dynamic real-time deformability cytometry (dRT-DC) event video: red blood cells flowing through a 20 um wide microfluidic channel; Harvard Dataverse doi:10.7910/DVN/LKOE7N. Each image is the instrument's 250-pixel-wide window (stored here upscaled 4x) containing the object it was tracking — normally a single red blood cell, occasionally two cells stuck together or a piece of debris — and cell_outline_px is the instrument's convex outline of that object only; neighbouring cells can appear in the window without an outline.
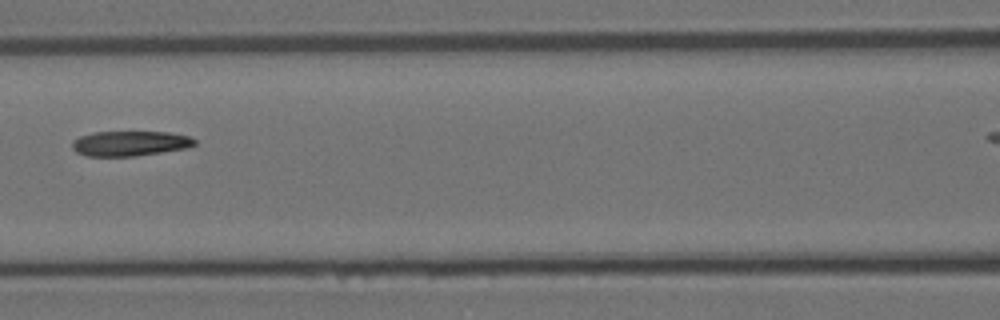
{"species": "Egyptian fruit bat (a non-hibernating species)", "species_latin": "Rousettus aegyptiacus", "temperature_condition": "room temperature", "stored_images_in_passage": 5, "camera_frame_rate_fps": 3000, "um_per_image_px": 0.085, "animal": {"sex": "female"}, "frame": {"image": 1, "passage_image": 5, "time_ms": 1.333, "image_size_px": [1000, 320], "cell_outline_px": [[196, 144], [188, 148], [136, 156], [88, 156], [76, 152], [72, 148], [72, 140], [80, 136], [92, 132], [168, 132], [188, 136], [196, 140]], "centroid_in_image_um": [11.04, 12.19], "position_along_channel_um": 155.6, "area_um2": 17.92}}